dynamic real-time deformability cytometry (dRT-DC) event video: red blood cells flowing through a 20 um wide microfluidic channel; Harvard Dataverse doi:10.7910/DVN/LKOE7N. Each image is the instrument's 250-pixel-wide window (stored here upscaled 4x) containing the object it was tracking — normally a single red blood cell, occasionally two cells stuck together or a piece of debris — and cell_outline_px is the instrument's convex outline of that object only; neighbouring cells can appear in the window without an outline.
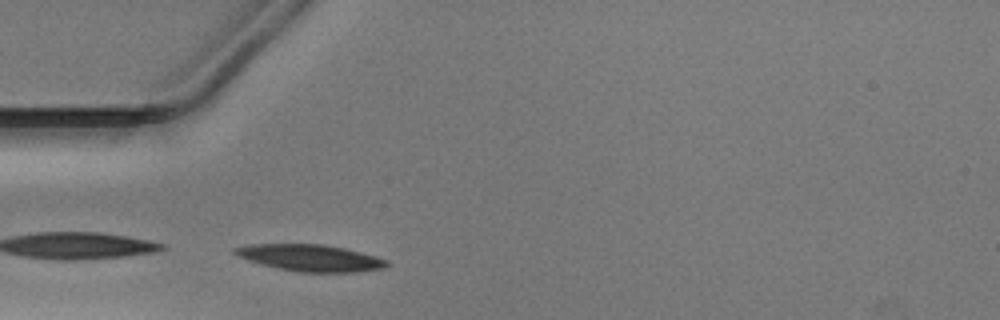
{"species": "Egyptian fruit bat (a non-hibernating species)", "species_latin": "Rousettus aegyptiacus", "temperature_condition": "warm", "stored_images_in_passage": 6, "camera_frame_rate_fps": 3000, "um_per_image_px": 0.085, "animal": {"sex": "male"}, "frame": {"image": 1, "passage_image": 6, "time_ms": 1.667, "image_size_px": [1000, 320], "cell_outline_px": [[388, 264], [384, 268], [352, 272], [296, 272], [276, 268], [260, 264], [248, 260], [232, 252], [232, 248], [248, 244], [324, 244], [344, 248], [376, 256], [388, 260]], "centroid_in_image_um": [26.34, 21.91], "position_along_channel_um": 58.7, "area_um2": 23.64}}